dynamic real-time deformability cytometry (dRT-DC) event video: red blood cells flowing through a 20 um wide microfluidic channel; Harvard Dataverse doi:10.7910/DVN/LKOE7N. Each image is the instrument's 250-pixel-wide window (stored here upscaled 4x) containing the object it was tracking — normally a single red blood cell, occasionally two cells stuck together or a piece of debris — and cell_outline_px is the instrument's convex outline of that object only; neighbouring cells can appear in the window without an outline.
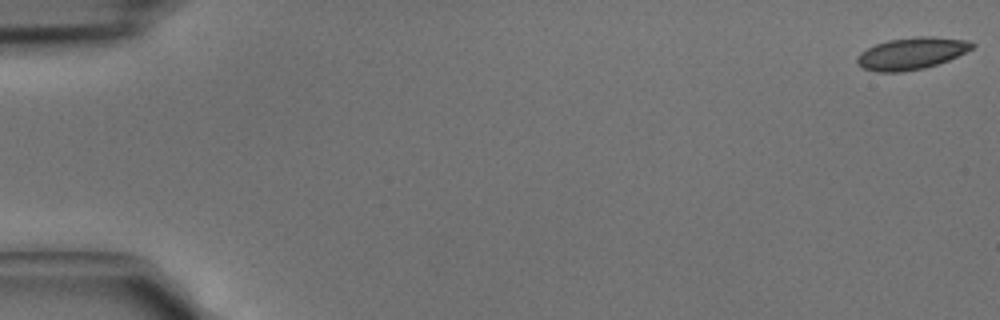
{"species": "common noctule bat (a hibernating species)", "species_latin": "Nyctalus noctula", "temperature_condition": "cold", "stored_images_in_passage": 5, "camera_frame_rate_fps": 3000, "um_per_image_px": 0.085, "animal": {"sex": "male", "body_mass_g": 15.6}, "frame": {"image": 1, "passage_image": 1, "time_ms": 0.0, "image_size_px": [1000, 320], "cell_outline_px": [[976, 44], [972, 48], [948, 60], [924, 68], [900, 72], [876, 72], [864, 68], [856, 64], [856, 56], [860, 52], [876, 44], [888, 40], [916, 36], [928, 36], [968, 40]], "centroid_in_image_um": [77.44, 4.54], "position_along_channel_um": 7.6, "area_um2": 21.33}}
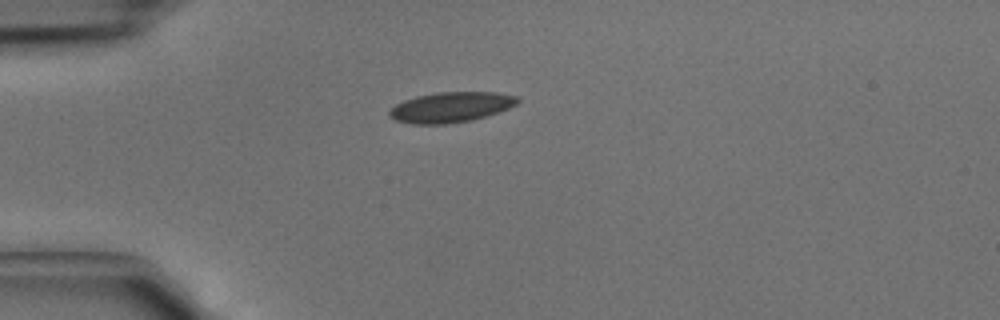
{"frame": {"image": 2, "passage_image": 4, "time_ms": 1.0, "image_size_px": [1000, 320], "cell_outline_px": [[520, 100], [516, 104], [500, 112], [472, 120], [448, 124], [412, 124], [396, 120], [388, 116], [388, 112], [396, 104], [404, 100], [416, 96], [436, 92], [496, 92], [516, 96]], "centroid_in_image_um": [38.32, 9.11], "position_along_channel_um": 46.7, "area_um2": 22.72}}